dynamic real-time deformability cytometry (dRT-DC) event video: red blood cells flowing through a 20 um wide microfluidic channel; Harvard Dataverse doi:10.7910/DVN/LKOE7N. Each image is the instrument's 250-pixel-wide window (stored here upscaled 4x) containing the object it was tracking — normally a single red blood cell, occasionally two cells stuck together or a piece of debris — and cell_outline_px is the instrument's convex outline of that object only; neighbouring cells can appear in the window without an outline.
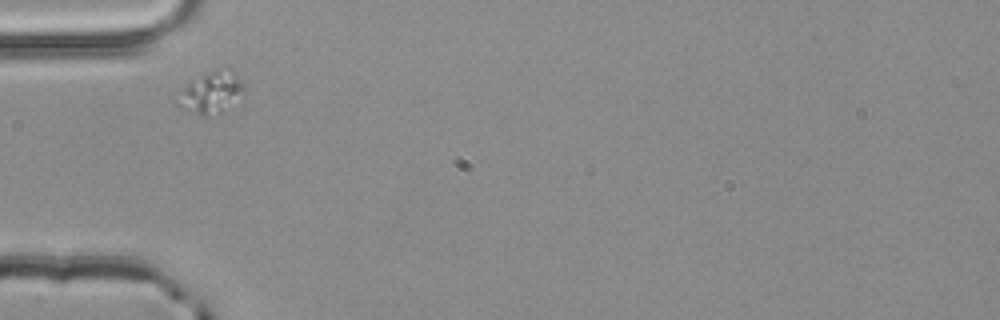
{"species": "common noctule bat (a hibernating species)", "species_latin": "Nyctalus noctula", "temperature_condition": "room temperature", "stored_images_in_passage": 1, "camera_frame_rate_fps": 3000, "um_per_image_px": 0.085, "animal": {"sex": "male", "body_mass_g": 20.4}, "frame": {"image": 1, "passage_image": 1, "time_ms": 0.0, "image_size_px": [1000, 320], "cell_outline_px": [[244, 92], [220, 112], [208, 116], [200, 116], [180, 108], [172, 100], [192, 80], [216, 68], [232, 72], [244, 80]], "centroid_in_image_um": [17.88, 7.88], "position_along_channel_um": 67.1, "area_um2": 15.95}}